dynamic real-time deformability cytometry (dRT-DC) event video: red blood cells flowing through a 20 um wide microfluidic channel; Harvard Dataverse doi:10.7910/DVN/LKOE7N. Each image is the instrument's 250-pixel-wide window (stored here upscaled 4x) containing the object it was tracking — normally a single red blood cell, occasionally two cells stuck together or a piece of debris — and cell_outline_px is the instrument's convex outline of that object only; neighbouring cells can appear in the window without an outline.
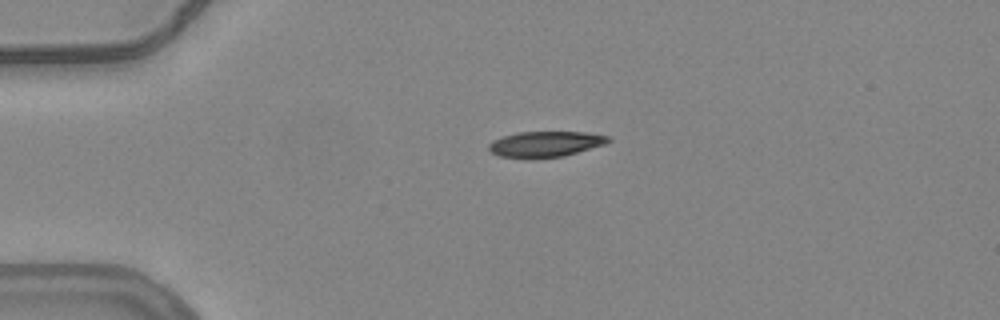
{"species": "common noctule bat (a hibernating species)", "species_latin": "Nyctalus noctula", "temperature_condition": "warm", "stored_images_in_passage": 32, "camera_frame_rate_fps": 3000, "um_per_image_px": 0.085, "animal": {"sex": "female", "body_mass_g": 24.6, "forearm_length_mm": 56.2}, "frame": {"image": 1, "passage_image": 1, "time_ms": 0.0, "image_size_px": [1000, 320], "cell_outline_px": [[612, 140], [604, 144], [564, 156], [528, 160], [524, 160], [500, 156], [488, 152], [488, 144], [492, 140], [516, 132], [584, 132], [608, 136]], "centroid_in_image_um": [46.27, 12.27], "position_along_channel_um": 38.7, "area_um2": 18.26}}
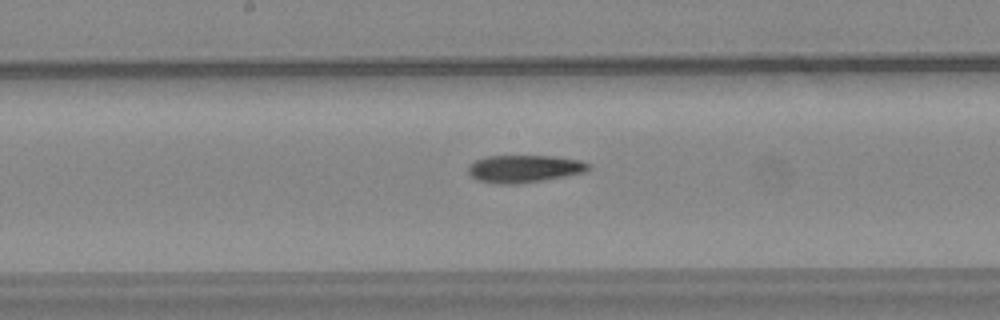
{"frame": {"image": 2, "passage_image": 17, "time_ms": 5.333, "image_size_px": [1000, 320], "cell_outline_px": [[592, 168], [584, 172], [564, 176], [516, 184], [496, 184], [476, 180], [468, 172], [468, 164], [484, 156], [556, 156], [580, 160], [592, 164]], "centroid_in_image_um": [44.55, 14.33], "position_along_channel_um": 203.6, "area_um2": 19.36}}
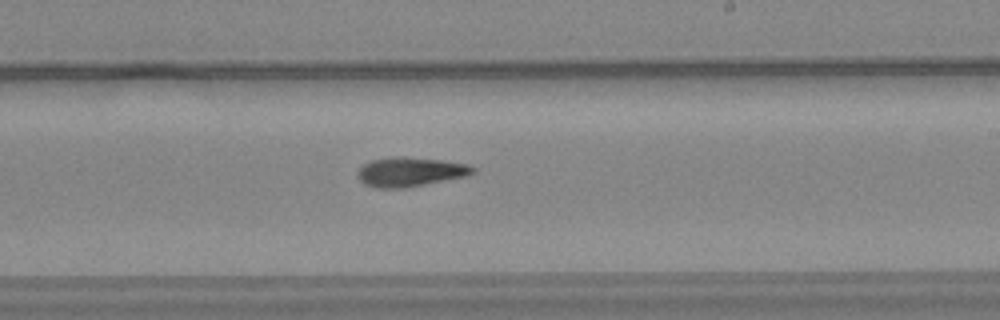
{"frame": {"image": 3, "passage_image": 21, "time_ms": 6.667, "image_size_px": [1000, 320], "cell_outline_px": [[476, 172], [468, 176], [404, 188], [376, 188], [364, 184], [360, 180], [356, 172], [364, 164], [372, 160], [396, 156], [400, 156], [440, 160], [468, 164], [476, 168]], "centroid_in_image_um": [34.88, 14.61], "position_along_channel_um": 254.1, "area_um2": 19.71}}